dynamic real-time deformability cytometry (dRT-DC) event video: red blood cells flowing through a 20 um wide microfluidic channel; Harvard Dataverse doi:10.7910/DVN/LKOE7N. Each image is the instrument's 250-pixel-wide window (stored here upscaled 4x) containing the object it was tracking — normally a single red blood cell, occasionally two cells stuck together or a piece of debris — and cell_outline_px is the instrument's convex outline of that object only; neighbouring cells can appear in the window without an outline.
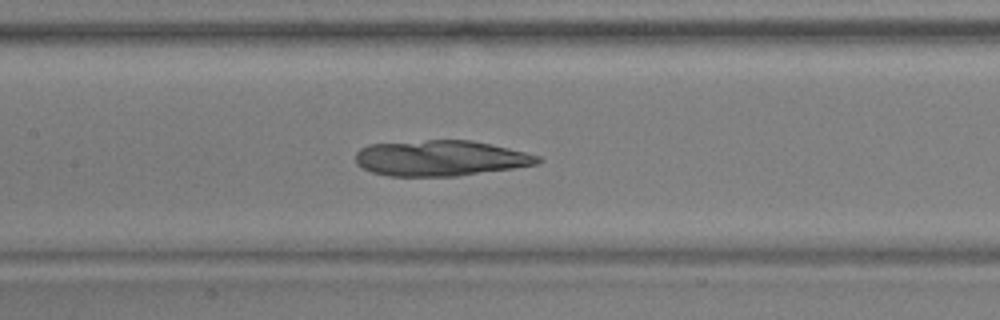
{"species": "common noctule bat (a hibernating species)", "species_latin": "Nyctalus noctula", "temperature_condition": "warm", "stored_images_in_passage": 52, "camera_frame_rate_fps": 3000, "um_per_image_px": 0.085, "animal": {"sex": "male", "body_mass_g": 17.9, "forearm_length_mm": 54.2}, "frame": {"image": 1, "passage_image": 24, "time_ms": 7.667, "image_size_px": [1000, 320], "cell_outline_px": [[544, 160], [536, 164], [512, 168], [456, 176], [388, 176], [372, 172], [356, 164], [356, 152], [360, 148], [368, 144], [428, 140], [472, 140], [508, 148], [540, 156]], "centroid_in_image_um": [37.41, 13.44], "position_along_channel_um": 170.0, "area_um2": 37.74}}
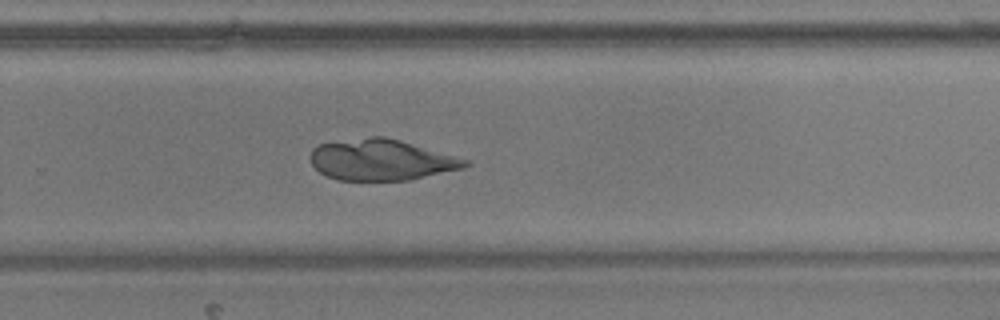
{"frame": {"image": 2, "passage_image": 34, "time_ms": 11.0, "image_size_px": [1000, 320], "cell_outline_px": [[472, 164], [464, 168], [408, 180], [336, 180], [320, 172], [312, 164], [312, 148], [320, 144], [372, 136], [384, 136], [468, 160]], "centroid_in_image_um": [32.41, 13.6], "position_along_channel_um": 297.4, "area_um2": 36.36}}
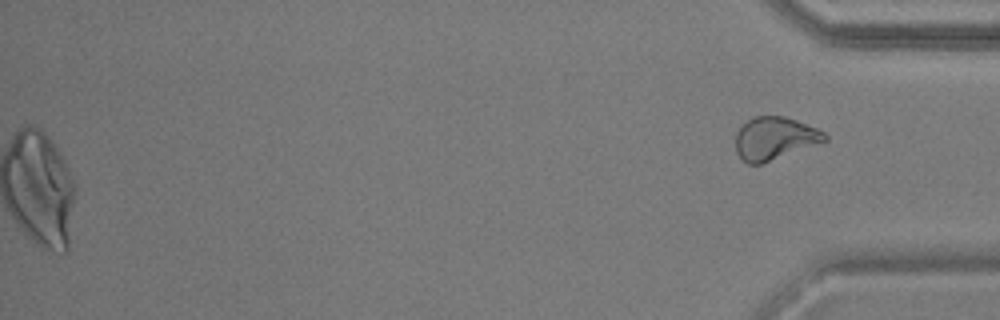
{"frame": {"image": 3, "passage_image": 52, "time_ms": 17.0, "image_size_px": [1000, 320], "cell_outline_px": [[828, 140], [760, 164], [748, 164], [736, 152], [736, 132], [752, 116], [784, 116], [796, 120], [816, 128], [824, 132], [828, 136]], "centroid_in_image_um": [65.84, 11.75], "position_along_channel_um": 369.4, "area_um2": 21.91}}